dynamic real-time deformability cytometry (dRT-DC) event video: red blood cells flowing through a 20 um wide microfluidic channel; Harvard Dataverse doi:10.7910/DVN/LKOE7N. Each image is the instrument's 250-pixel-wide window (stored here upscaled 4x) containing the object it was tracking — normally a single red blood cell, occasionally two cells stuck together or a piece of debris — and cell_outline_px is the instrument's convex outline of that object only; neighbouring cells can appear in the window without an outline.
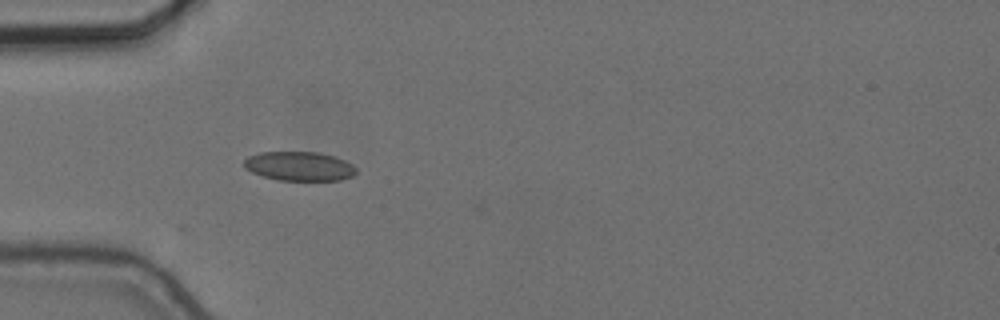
{"species": "common noctule bat (a hibernating species)", "species_latin": "Nyctalus noctula", "temperature_condition": "cold", "stored_images_in_passage": 40, "camera_frame_rate_fps": 3000, "um_per_image_px": 0.085, "animal": {"sex": "female", "body_mass_g": 24.6, "forearm_length_mm": 56.2}, "frame": {"image": 1, "passage_image": 1, "time_ms": 0.0, "image_size_px": [1000, 320], "cell_outline_px": [[356, 172], [352, 176], [340, 180], [280, 180], [264, 176], [252, 172], [244, 168], [244, 160], [248, 156], [260, 152], [320, 152], [344, 160], [352, 164], [356, 168]], "centroid_in_image_um": [25.43, 14.12], "position_along_channel_um": 59.6, "area_um2": 18.96}}
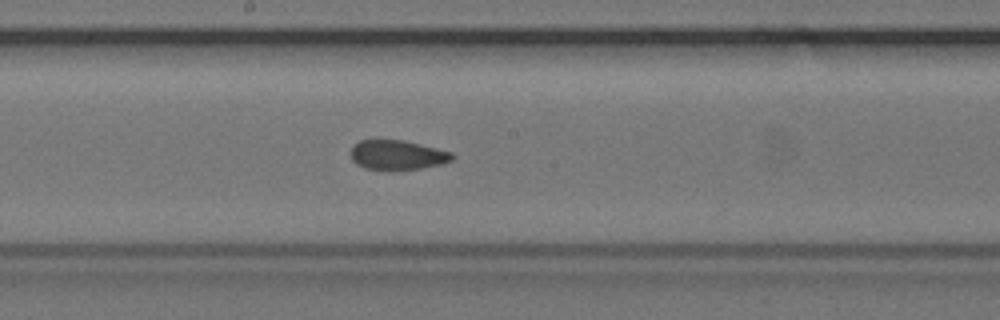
{"frame": {"image": 2, "passage_image": 14, "time_ms": 4.333, "image_size_px": [1000, 320], "cell_outline_px": [[456, 156], [452, 160], [440, 164], [420, 168], [364, 168], [356, 164], [352, 160], [352, 144], [360, 140], [404, 140], [452, 152]], "centroid_in_image_um": [33.78, 13.14], "position_along_channel_um": 214.4, "area_um2": 17.05}}
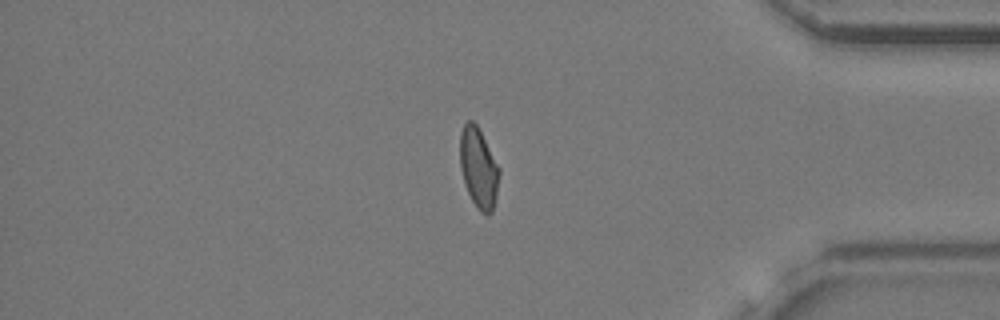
{"frame": {"image": 3, "passage_image": 31, "time_ms": 10.0, "image_size_px": [1000, 320], "cell_outline_px": [[500, 172], [496, 196], [492, 212], [488, 216], [480, 212], [476, 208], [464, 184], [460, 168], [460, 132], [464, 124], [468, 120], [472, 120], [476, 124], [500, 168]], "centroid_in_image_um": [40.67, 14.3], "position_along_channel_um": 394.5, "area_um2": 18.38}, "authors_computed_cell_mechanics": {"area_um2": 18.496, "velocity_mm_per_s": 3.6574, "shape_relaxation_time_tau1_ms": null, "shape_relaxation_time_tau2_ms": 1.7817, "deformation_change_tau1": null, "deformation_change_tau2": 0.0675}}